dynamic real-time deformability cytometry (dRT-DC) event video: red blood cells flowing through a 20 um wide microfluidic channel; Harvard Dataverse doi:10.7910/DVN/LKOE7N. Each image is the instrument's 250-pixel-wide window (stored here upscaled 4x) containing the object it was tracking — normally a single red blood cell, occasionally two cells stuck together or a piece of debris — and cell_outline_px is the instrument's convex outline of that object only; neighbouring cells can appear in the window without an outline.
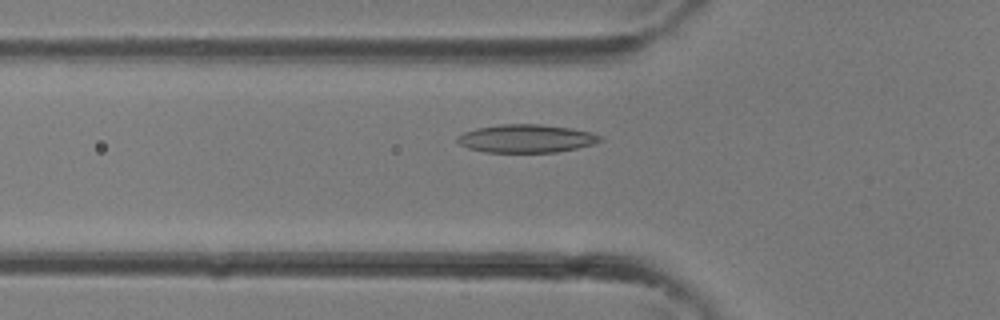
{"species": "common noctule bat (a hibernating species)", "species_latin": "Nyctalus noctula", "temperature_condition": "room temperature", "stored_images_in_passage": 25, "camera_frame_rate_fps": 3000, "um_per_image_px": 0.085, "animal": {"sex": "female"}, "frame": {"image": 1, "passage_image": 2, "time_ms": 0.333, "image_size_px": [1000, 320], "cell_outline_px": [[604, 140], [592, 144], [576, 148], [556, 152], [484, 152], [468, 148], [460, 144], [456, 140], [456, 136], [464, 132], [476, 128], [500, 124], [540, 124], [572, 128], [592, 132], [600, 136]], "centroid_in_image_um": [44.72, 11.77], "position_along_channel_um": 81.1, "area_um2": 23.47}}
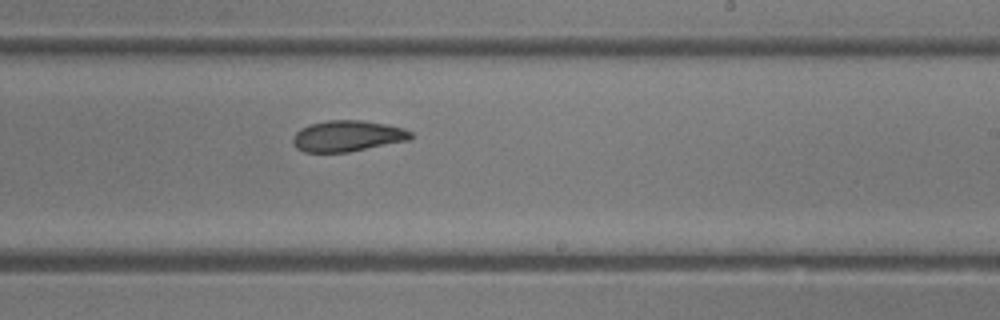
{"frame": {"image": 2, "passage_image": 11, "time_ms": 3.333, "image_size_px": [1000, 320], "cell_outline_px": [[416, 136], [412, 140], [348, 152], [304, 152], [296, 148], [292, 140], [292, 136], [300, 128], [308, 124], [328, 120], [360, 120], [384, 124], [404, 128], [412, 132]], "centroid_in_image_um": [29.56, 11.56], "position_along_channel_um": 259.4, "area_um2": 21.62}}
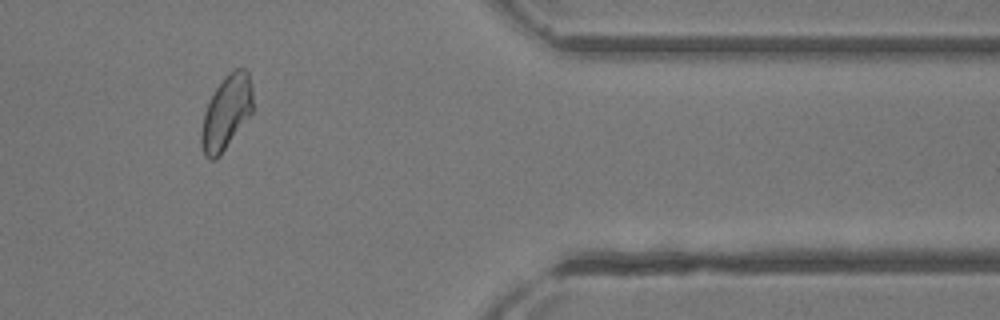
{"frame": {"image": 3, "passage_image": 19, "time_ms": 6.0, "image_size_px": [1000, 320], "cell_outline_px": [[252, 112], [220, 156], [216, 160], [208, 160], [204, 156], [200, 144], [200, 132], [204, 112], [216, 88], [224, 76], [228, 72], [236, 68], [244, 68], [248, 72], [252, 88]], "centroid_in_image_um": [19.21, 9.59], "position_along_channel_um": 392.2, "area_um2": 22.31}}